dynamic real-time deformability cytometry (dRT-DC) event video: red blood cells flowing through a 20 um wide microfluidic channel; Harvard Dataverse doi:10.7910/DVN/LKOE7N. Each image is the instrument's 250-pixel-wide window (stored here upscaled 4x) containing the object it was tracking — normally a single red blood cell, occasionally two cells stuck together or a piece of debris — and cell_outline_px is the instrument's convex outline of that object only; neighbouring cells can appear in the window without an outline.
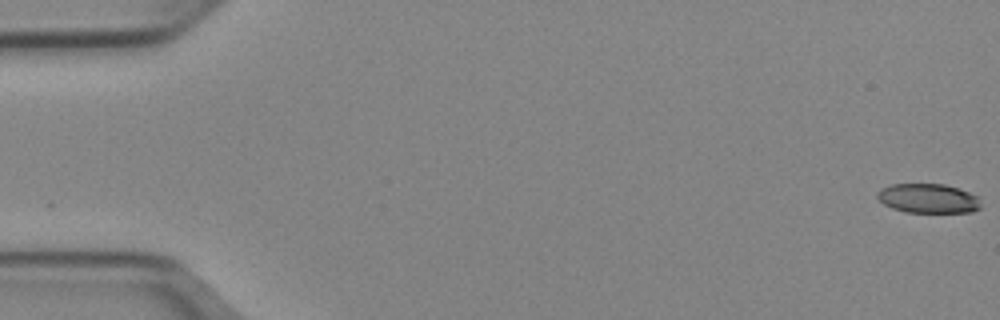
{"species": "Egyptian fruit bat (a non-hibernating species)", "species_latin": "Rousettus aegyptiacus", "temperature_condition": "cold", "stored_images_in_passage": 52, "camera_frame_rate_fps": 3000, "um_per_image_px": 0.085, "animal": {"sex": "female"}, "frame": {"image": 1, "passage_image": 1, "time_ms": 0.0, "image_size_px": [1000, 320], "cell_outline_px": [[980, 208], [972, 212], [904, 212], [892, 208], [884, 204], [876, 196], [876, 192], [880, 188], [892, 184], [944, 184], [980, 196]], "centroid_in_image_um": [78.89, 16.86], "position_along_channel_um": 6.1, "area_um2": 17.8}}
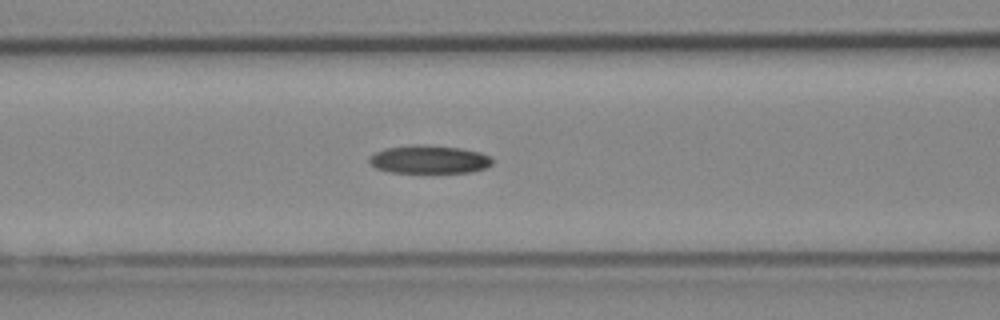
{"frame": {"image": 2, "passage_image": 22, "time_ms": 7.0, "image_size_px": [1000, 320], "cell_outline_px": [[492, 164], [488, 168], [472, 172], [388, 172], [376, 168], [368, 160], [368, 156], [384, 148], [412, 144], [424, 144], [460, 148], [480, 152], [492, 156]], "centroid_in_image_um": [36.49, 13.54], "position_along_channel_um": 130.1, "area_um2": 20.46}}
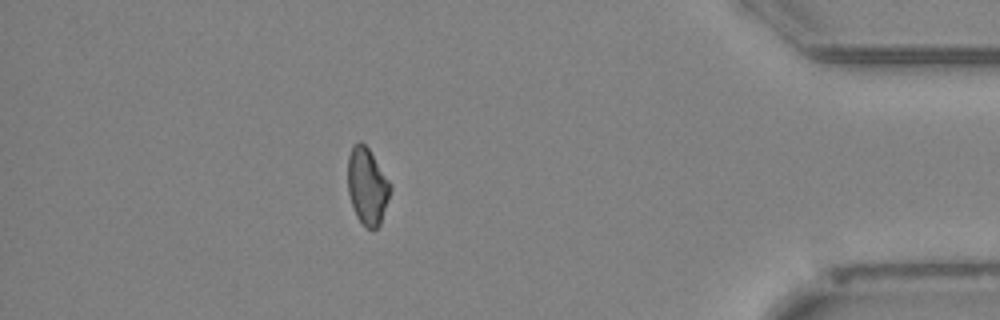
{"frame": {"image": 3, "passage_image": 46, "time_ms": 15.0, "image_size_px": [1000, 320], "cell_outline_px": [[392, 188], [380, 224], [376, 228], [368, 228], [356, 216], [348, 192], [348, 156], [352, 144], [360, 140], [368, 148], [392, 184]], "centroid_in_image_um": [31.22, 15.78], "position_along_channel_um": 404.0, "area_um2": 18.96}}